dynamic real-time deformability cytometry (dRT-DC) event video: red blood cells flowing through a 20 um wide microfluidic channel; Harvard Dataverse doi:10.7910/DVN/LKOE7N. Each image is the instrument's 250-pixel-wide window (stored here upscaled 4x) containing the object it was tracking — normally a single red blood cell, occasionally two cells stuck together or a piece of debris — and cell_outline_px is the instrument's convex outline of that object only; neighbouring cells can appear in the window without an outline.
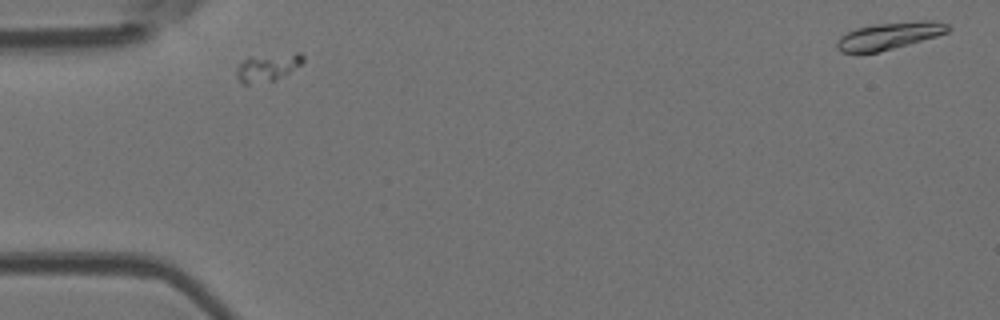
{"species": "Egyptian fruit bat (a non-hibernating species)", "species_latin": "Rousettus aegyptiacus", "temperature_condition": "room temperature", "stored_images_in_passage": 2, "camera_frame_rate_fps": 3000, "um_per_image_px": 0.085, "animal": {"sex": "female"}, "frame": {"image": 1, "passage_image": 1, "time_ms": 0.0, "image_size_px": [1000, 320], "cell_outline_px": [[304, 60], [300, 64], [288, 72], [272, 80], [248, 84], [244, 84], [236, 76], [236, 72], [240, 64], [248, 56], [296, 52], [300, 52], [304, 56]], "centroid_in_image_um": [22.74, 5.68], "position_along_channel_um": 62.3, "area_um2": 10.52}}